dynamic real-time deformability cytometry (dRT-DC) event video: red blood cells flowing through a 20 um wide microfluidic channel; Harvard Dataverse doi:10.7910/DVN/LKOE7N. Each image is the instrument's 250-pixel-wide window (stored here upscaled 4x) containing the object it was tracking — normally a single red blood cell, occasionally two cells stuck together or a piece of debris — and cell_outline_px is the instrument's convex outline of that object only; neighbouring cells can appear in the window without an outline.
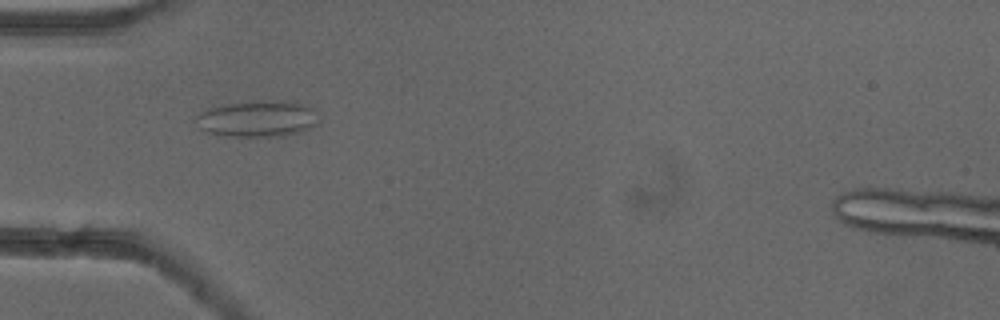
{"species": "common noctule bat (a hibernating species)", "species_latin": "Nyctalus noctula", "temperature_condition": "cold", "stored_images_in_passage": 49, "camera_frame_rate_fps": 3000, "um_per_image_px": 0.085, "animal": {"sex": "female"}, "frame": {"image": 1, "passage_image": 17, "time_ms": 5.333, "image_size_px": [1000, 320], "cell_outline_px": [[320, 124], [300, 132], [284, 136], [216, 136], [200, 128], [196, 116], [200, 112], [208, 108], [220, 104], [252, 100], [292, 100], [316, 108], [320, 120]], "centroid_in_image_um": [21.96, 10.07], "position_along_channel_um": 63.0, "area_um2": 26.93}}
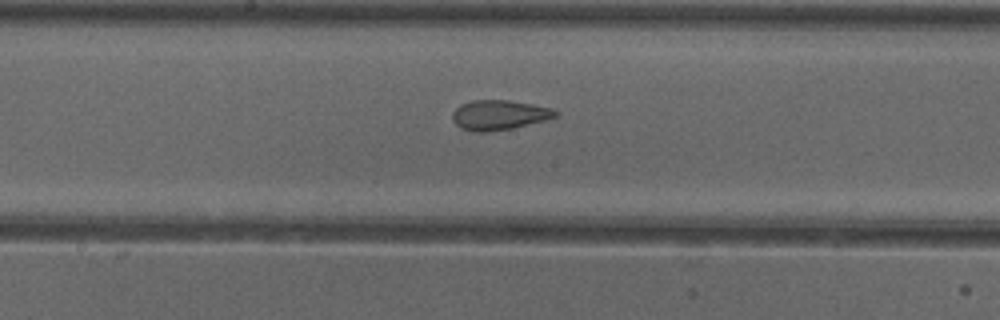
{"frame": {"image": 2, "passage_image": 28, "time_ms": 9.0, "image_size_px": [1000, 320], "cell_outline_px": [[560, 116], [512, 128], [488, 132], [472, 132], [460, 128], [452, 120], [452, 112], [460, 104], [472, 100], [508, 100], [532, 104], [552, 108], [560, 112]], "centroid_in_image_um": [42.42, 9.77], "position_along_channel_um": 205.8, "area_um2": 18.09}}
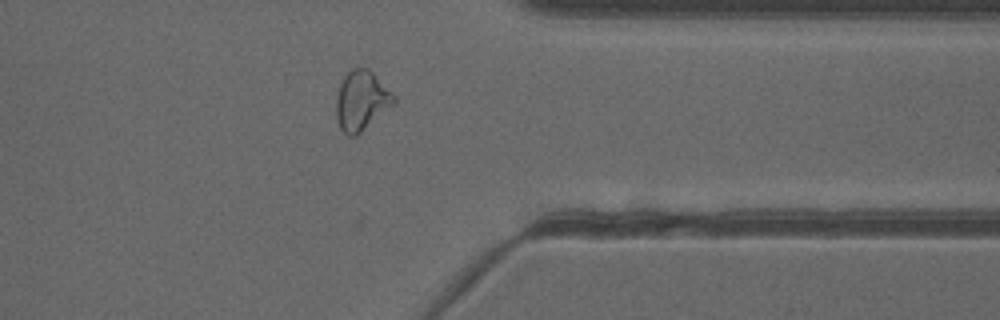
{"frame": {"image": 3, "passage_image": 42, "time_ms": 13.667, "image_size_px": [1000, 320], "cell_outline_px": [[396, 104], [356, 136], [348, 136], [340, 128], [336, 116], [336, 96], [340, 84], [344, 76], [352, 68], [368, 68], [396, 96]], "centroid_in_image_um": [30.74, 8.57], "position_along_channel_um": 380.7, "area_um2": 20.17}, "authors_computed_cell_mechanics": {"area_um2": 20.1722, "velocity_mm_per_s": 3.9122, "shape_relaxation_time_tau1_ms": null, "shape_relaxation_time_tau2_ms": 1.6103, "deformation_change_tau1": null, "deformation_change_tau2": 0.0908}}